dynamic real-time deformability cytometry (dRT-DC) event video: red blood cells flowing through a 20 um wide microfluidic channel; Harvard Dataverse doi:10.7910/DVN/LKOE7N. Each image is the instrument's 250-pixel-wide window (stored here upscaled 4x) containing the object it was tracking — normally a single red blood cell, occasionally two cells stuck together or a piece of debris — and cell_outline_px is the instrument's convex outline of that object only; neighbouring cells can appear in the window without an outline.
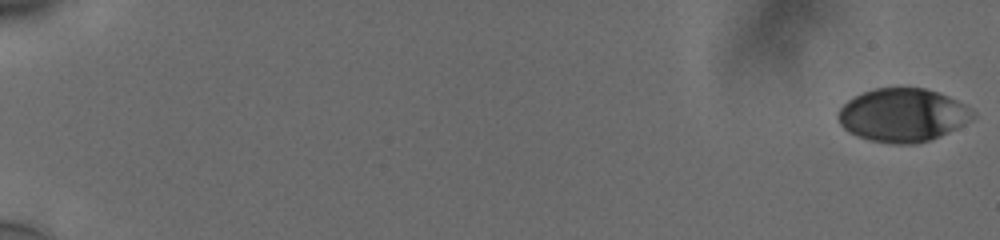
{"species": "human", "species_latin": "Homo sapiens", "temperature_condition": "cold", "stored_images_in_passage": 58, "camera_frame_rate_fps": 3000, "um_per_image_px": 0.085, "donor": {"sex": "male"}, "frame": {"image": 1, "passage_image": 1, "time_ms": 0.0, "image_size_px": [1000, 240], "cell_outline_px": [[976, 116], [972, 120], [940, 136], [928, 140], [912, 144], [900, 144], [872, 140], [848, 132], [840, 124], [836, 116], [840, 108], [848, 100], [864, 92], [876, 88], [924, 88], [948, 96], [972, 108], [976, 112]], "centroid_in_image_um": [76.75, 9.78], "position_along_channel_um": 8.2, "area_um2": 41.56}}
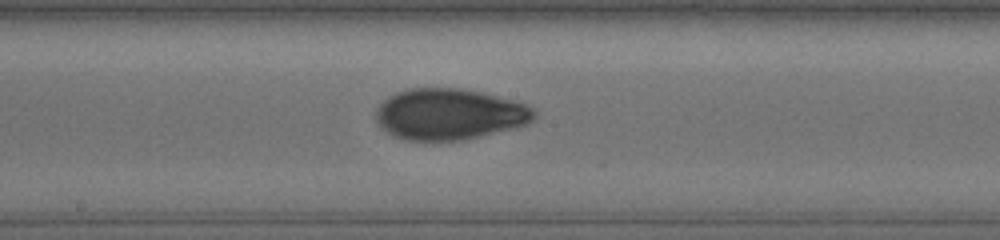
{"frame": {"image": 2, "passage_image": 34, "time_ms": 11.0, "image_size_px": [1000, 240], "cell_outline_px": [[536, 116], [528, 124], [464, 140], [408, 140], [392, 136], [380, 128], [376, 120], [376, 108], [388, 96], [396, 92], [408, 88], [460, 88], [480, 92], [524, 104], [532, 108], [536, 112]], "centroid_in_image_um": [38.14, 9.71], "position_along_channel_um": 210.1, "area_um2": 46.99}}
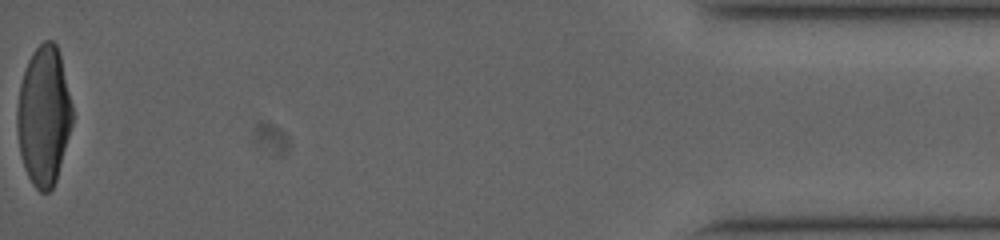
{"frame": {"image": 3, "passage_image": 58, "time_ms": 19.0, "image_size_px": [1000, 240], "cell_outline_px": [[72, 124], [56, 180], [52, 188], [48, 192], [40, 192], [32, 184], [24, 168], [20, 152], [16, 128], [16, 108], [20, 84], [28, 60], [32, 52], [44, 40], [52, 40], [56, 44], [60, 56], [72, 104]], "centroid_in_image_um": [3.7, 9.85], "position_along_channel_um": 431.5, "area_um2": 44.74}, "authors_computed_cell_mechanics": {"area_um2": 44.3615, "velocity_mm_per_s": 3.7866, "shape_relaxation_time_tau1_ms": 5.1134, "shape_relaxation_time_tau2_ms": 1.6736, "deformation_change_tau1": 0.1913, "deformation_change_tau2": 0.0519}}